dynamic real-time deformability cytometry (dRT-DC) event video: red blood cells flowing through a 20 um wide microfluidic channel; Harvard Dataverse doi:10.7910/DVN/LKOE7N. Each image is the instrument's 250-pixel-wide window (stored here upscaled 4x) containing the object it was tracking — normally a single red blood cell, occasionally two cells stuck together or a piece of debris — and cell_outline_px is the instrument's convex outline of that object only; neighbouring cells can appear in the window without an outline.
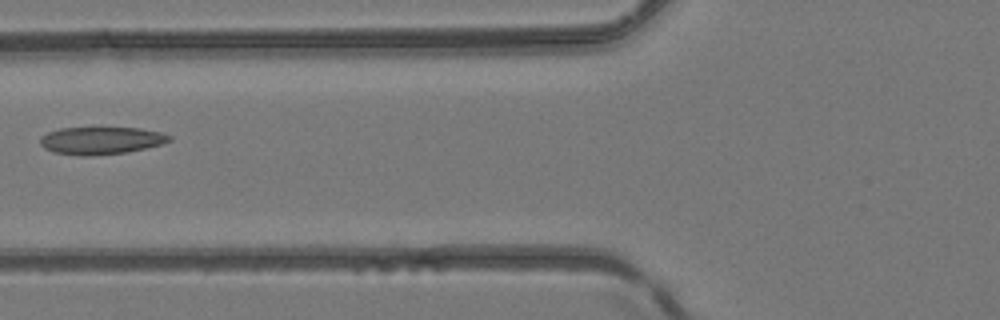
{"species": "common noctule bat (a hibernating species)", "species_latin": "Nyctalus noctula", "temperature_condition": "room temperature", "stored_images_in_passage": 3, "camera_frame_rate_fps": 3000, "um_per_image_px": 0.085, "animal": {"sex": "female", "body_mass_g": 24.6, "forearm_length_mm": 56.2}, "frame": {"image": 1, "passage_image": 3, "time_ms": 2.333, "image_size_px": [1000, 320], "cell_outline_px": [[172, 140], [160, 144], [128, 152], [92, 156], [80, 156], [56, 152], [44, 148], [40, 144], [40, 136], [48, 132], [60, 128], [140, 128], [160, 132], [172, 136]], "centroid_in_image_um": [8.58, 11.95], "position_along_channel_um": 117.2, "area_um2": 20.63}}